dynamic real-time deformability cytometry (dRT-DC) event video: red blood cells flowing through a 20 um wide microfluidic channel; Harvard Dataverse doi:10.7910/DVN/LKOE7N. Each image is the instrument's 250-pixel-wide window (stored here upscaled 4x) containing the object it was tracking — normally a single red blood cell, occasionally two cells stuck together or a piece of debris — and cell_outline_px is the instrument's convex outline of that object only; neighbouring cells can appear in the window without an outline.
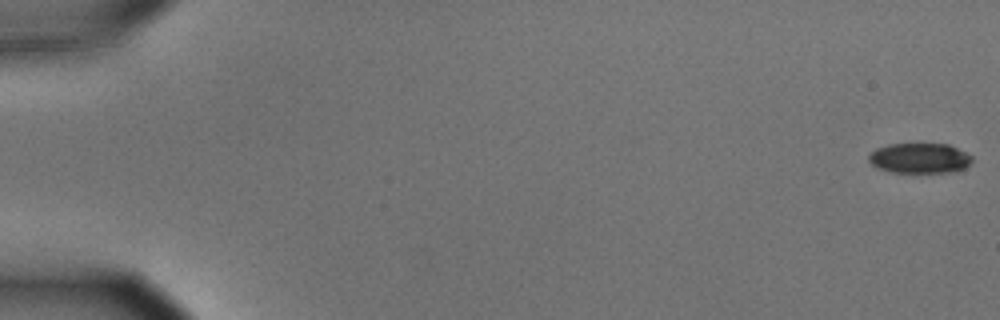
{"species": "common noctule bat (a hibernating species)", "species_latin": "Nyctalus noctula", "temperature_condition": "cold", "stored_images_in_passage": 51, "camera_frame_rate_fps": 3000, "um_per_image_px": 0.085, "animal": {"sex": "male", "body_mass_g": 15.6}, "frame": {"image": 1, "passage_image": 1, "time_ms": 0.0, "image_size_px": [1000, 320], "cell_outline_px": [[972, 164], [964, 168], [948, 172], [888, 172], [872, 164], [868, 160], [868, 156], [876, 148], [888, 144], [948, 144], [972, 156]], "centroid_in_image_um": [78.16, 13.44], "position_along_channel_um": 6.8, "area_um2": 18.03}}
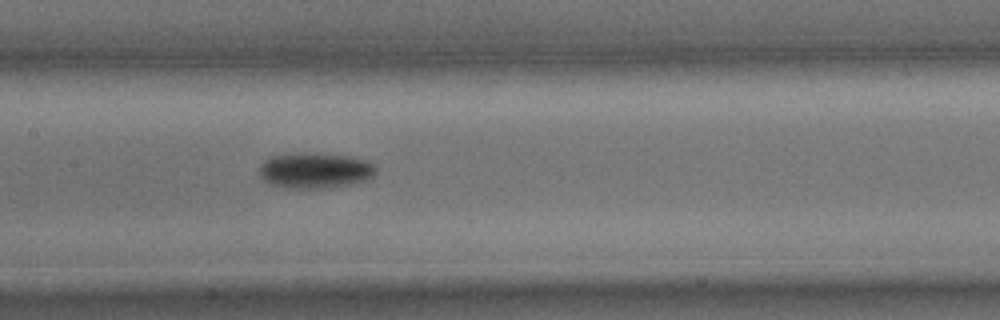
{"frame": {"image": 2, "passage_image": 29, "time_ms": 9.333, "image_size_px": [1000, 320], "cell_outline_px": [[376, 172], [368, 180], [352, 184], [324, 188], [284, 188], [272, 184], [264, 180], [260, 176], [260, 164], [268, 156], [296, 152], [308, 152], [348, 156], [372, 160], [376, 168]], "centroid_in_image_um": [26.79, 14.47], "position_along_channel_um": 180.6, "area_um2": 24.74}}
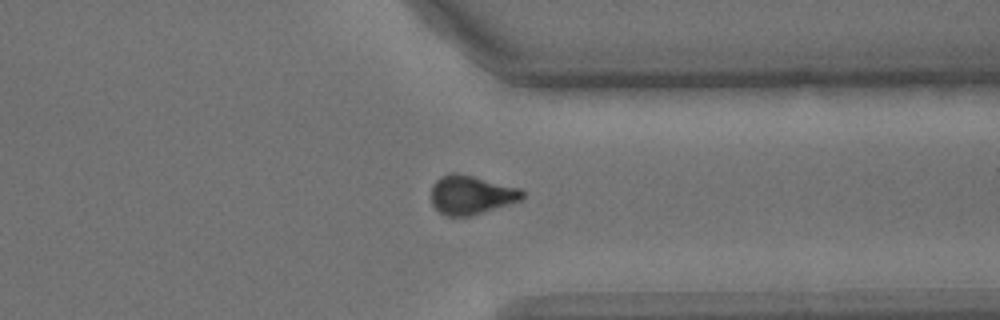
{"frame": {"image": 3, "passage_image": 45, "time_ms": 14.667, "image_size_px": [1000, 320], "cell_outline_px": [[524, 196], [520, 200], [484, 212], [468, 216], [448, 216], [440, 212], [432, 204], [432, 184], [440, 176], [448, 172], [456, 172], [520, 188], [524, 192]], "centroid_in_image_um": [40.02, 16.55], "position_along_channel_um": 371.4, "area_um2": 20.52}}